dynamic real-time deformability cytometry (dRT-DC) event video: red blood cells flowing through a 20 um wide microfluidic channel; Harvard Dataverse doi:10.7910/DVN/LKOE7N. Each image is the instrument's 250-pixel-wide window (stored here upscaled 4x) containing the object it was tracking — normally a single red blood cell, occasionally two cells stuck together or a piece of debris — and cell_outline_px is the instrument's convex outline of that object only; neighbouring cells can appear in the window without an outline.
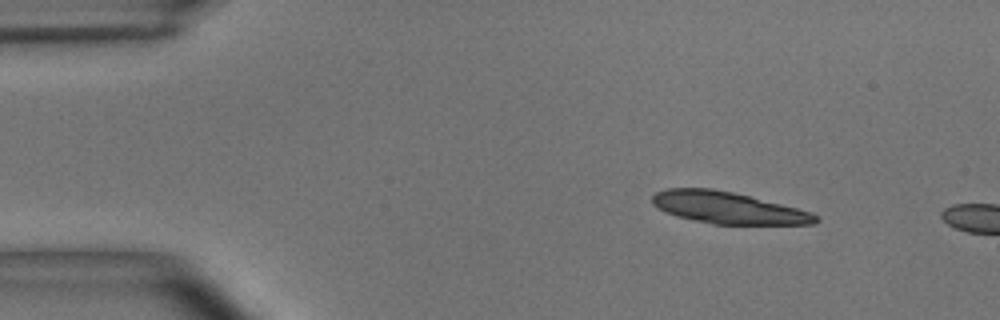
{"species": "common noctule bat (a hibernating species)", "species_latin": "Nyctalus noctula", "temperature_condition": "room temperature", "stored_images_in_passage": 2, "camera_frame_rate_fps": 3000, "um_per_image_px": 0.085, "animal": {"sex": "male", "body_mass_g": 15.6}, "frame": {"image": 1, "passage_image": 1, "time_ms": 0.0, "image_size_px": [1000, 320], "cell_outline_px": [[820, 220], [812, 224], [712, 224], [676, 216], [664, 212], [652, 204], [652, 196], [656, 192], [668, 188], [712, 188], [732, 192], [812, 212], [820, 216]], "centroid_in_image_um": [61.85, 17.66], "position_along_channel_um": 23.2, "area_um2": 30.06}}